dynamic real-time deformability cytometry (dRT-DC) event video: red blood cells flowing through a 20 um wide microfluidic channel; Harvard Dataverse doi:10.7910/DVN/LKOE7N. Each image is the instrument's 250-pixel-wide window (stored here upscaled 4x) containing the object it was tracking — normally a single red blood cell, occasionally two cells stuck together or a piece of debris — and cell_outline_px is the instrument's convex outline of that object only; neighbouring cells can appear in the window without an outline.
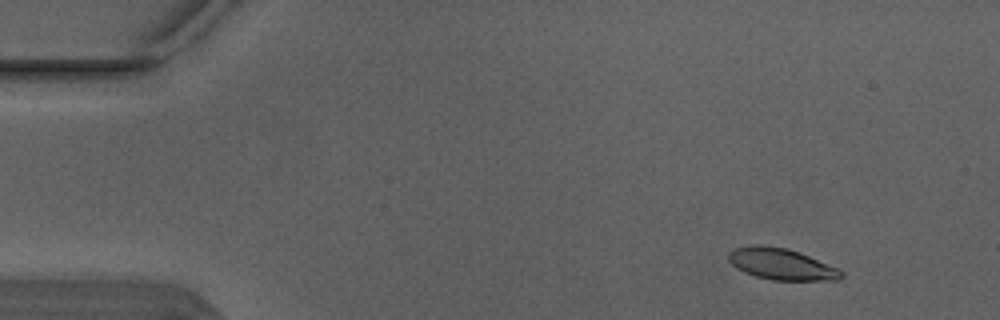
{"species": "Egyptian fruit bat (a non-hibernating species)", "species_latin": "Rousettus aegyptiacus", "temperature_condition": "warm", "stored_images_in_passage": 5, "camera_frame_rate_fps": 3000, "um_per_image_px": 0.085, "animal": {"sex": "male"}, "frame": {"image": 1, "passage_image": 1, "time_ms": 0.0, "image_size_px": [1000, 320], "cell_outline_px": [[844, 276], [840, 280], [772, 280], [756, 276], [744, 272], [736, 268], [728, 260], [728, 252], [736, 248], [756, 244], [764, 244], [788, 248], [800, 252], [840, 268], [844, 272]], "centroid_in_image_um": [66.46, 22.44], "position_along_channel_um": 18.5, "area_um2": 20.98}}
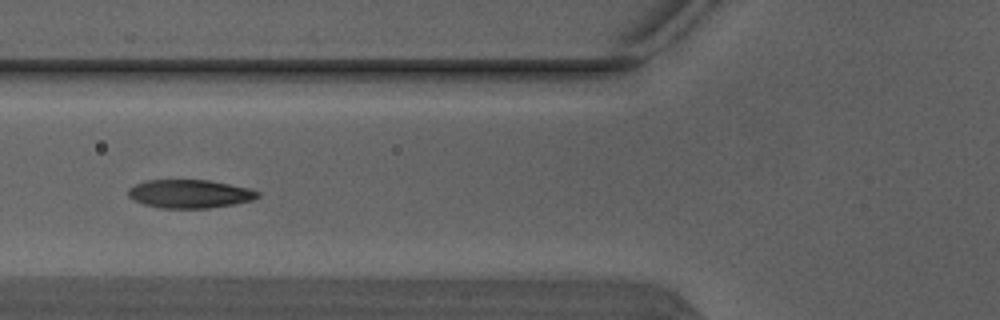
{"frame": {"image": 2, "passage_image": 5, "time_ms": 1.333, "image_size_px": [1000, 320], "cell_outline_px": [[260, 196], [252, 200], [232, 204], [208, 208], [160, 208], [144, 204], [132, 200], [128, 196], [128, 188], [136, 184], [148, 180], [208, 180], [248, 188], [260, 192]], "centroid_in_image_um": [16.1, 16.48], "position_along_channel_um": 109.7, "area_um2": 21.33}}